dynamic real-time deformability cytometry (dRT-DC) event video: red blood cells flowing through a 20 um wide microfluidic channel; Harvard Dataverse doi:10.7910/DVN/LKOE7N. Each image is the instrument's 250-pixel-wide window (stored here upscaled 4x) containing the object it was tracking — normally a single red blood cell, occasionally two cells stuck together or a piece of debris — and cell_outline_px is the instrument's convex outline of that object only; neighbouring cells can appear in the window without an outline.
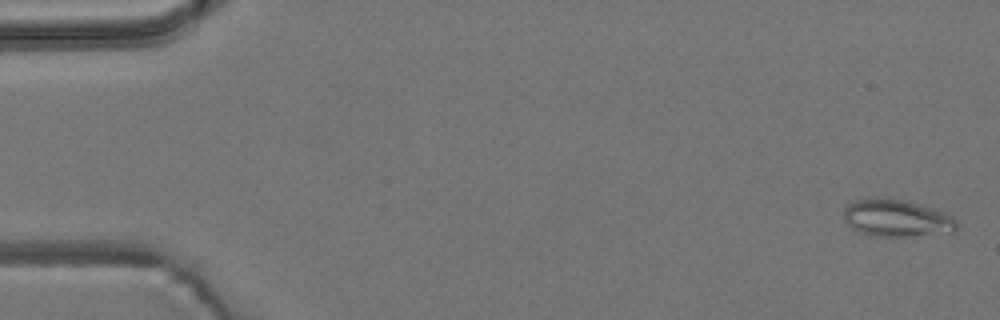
{"species": "common noctule bat (a hibernating species)", "species_latin": "Nyctalus noctula", "temperature_condition": "room temperature", "stored_images_in_passage": 54, "camera_frame_rate_fps": 3000, "um_per_image_px": 0.085, "animal": {"sex": "male", "body_mass_g": 19.2, "forearm_length_mm": 51.8}, "frame": {"image": 1, "passage_image": 2, "time_ms": 0.333, "image_size_px": [1000, 320], "cell_outline_px": [[956, 232], [912, 236], [868, 236], [856, 232], [844, 220], [844, 208], [848, 204], [856, 200], [904, 200], [932, 208], [944, 212], [952, 216], [956, 220]], "centroid_in_image_um": [76.22, 18.59], "position_along_channel_um": 8.8, "area_um2": 24.16}}
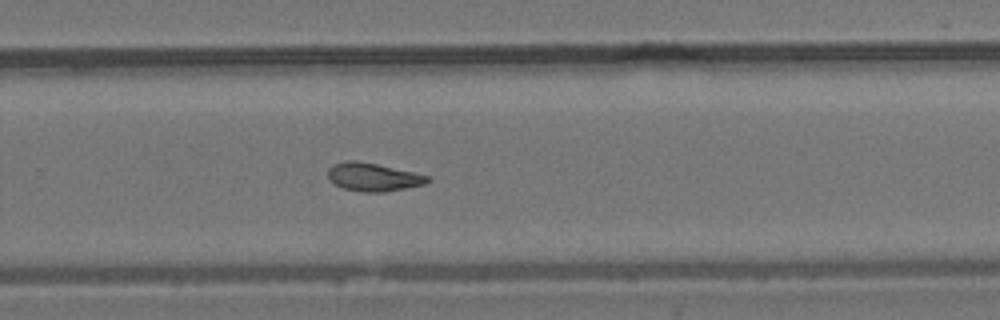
{"frame": {"image": 2, "passage_image": 36, "time_ms": 11.667, "image_size_px": [1000, 320], "cell_outline_px": [[432, 180], [424, 184], [384, 192], [360, 192], [344, 188], [332, 184], [328, 180], [328, 168], [332, 164], [344, 160], [356, 160], [376, 164], [412, 172], [428, 176]], "centroid_in_image_um": [31.64, 15.05], "position_along_channel_um": 298.2, "area_um2": 16.42}}
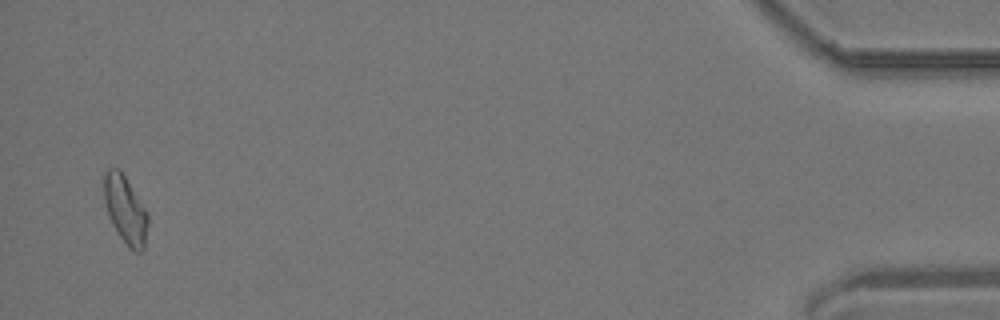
{"frame": {"image": 3, "passage_image": 53, "time_ms": 17.333, "image_size_px": [1000, 320], "cell_outline_px": [[148, 224], [144, 252], [136, 252], [128, 248], [112, 224], [108, 216], [104, 204], [104, 176], [108, 168], [120, 168], [144, 208], [148, 216]], "centroid_in_image_um": [10.65, 17.86], "position_along_channel_um": 424.6, "area_um2": 17.34}, "authors_computed_cell_mechanics": {"area_um2": 16.6753, "velocity_mm_per_s": 3.8036, "shape_relaxation_time_tau1_ms": null, "shape_relaxation_time_tau2_ms": 5.7764, "deformation_change_tau1": null, "deformation_change_tau2": 0.1306}}